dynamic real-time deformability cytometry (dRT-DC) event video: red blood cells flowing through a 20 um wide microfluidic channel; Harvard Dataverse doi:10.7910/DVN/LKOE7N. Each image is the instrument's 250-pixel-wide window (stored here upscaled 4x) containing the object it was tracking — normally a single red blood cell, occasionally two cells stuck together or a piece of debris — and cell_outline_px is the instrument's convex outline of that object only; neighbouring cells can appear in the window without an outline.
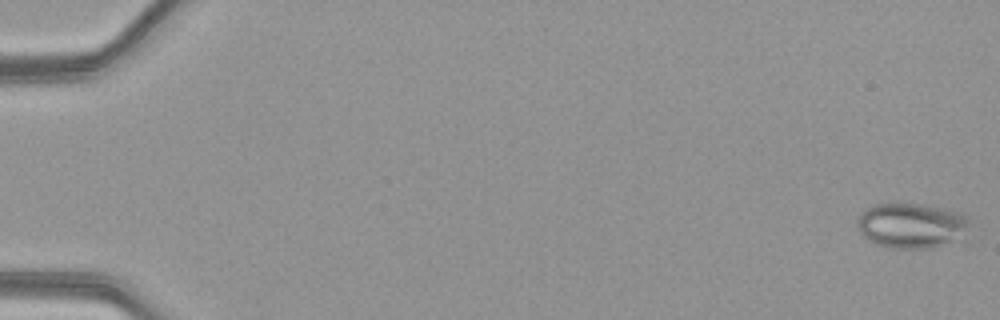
{"species": "common noctule bat (a hibernating species)", "species_latin": "Nyctalus noctula", "temperature_condition": "warm", "stored_images_in_passage": 51, "camera_frame_rate_fps": 3000, "um_per_image_px": 0.085, "animal": {"sex": "female", "body_mass_g": 21.9}, "frame": {"image": 1, "passage_image": 1, "time_ms": 0.0, "image_size_px": [1000, 320], "cell_outline_px": [[968, 244], [932, 248], [892, 248], [876, 244], [868, 240], [860, 232], [856, 224], [856, 220], [860, 212], [864, 208], [872, 204], [892, 200], [896, 200], [944, 208], [964, 212], [968, 216]], "centroid_in_image_um": [77.58, 19.16], "position_along_channel_um": 7.4, "area_um2": 31.85}}
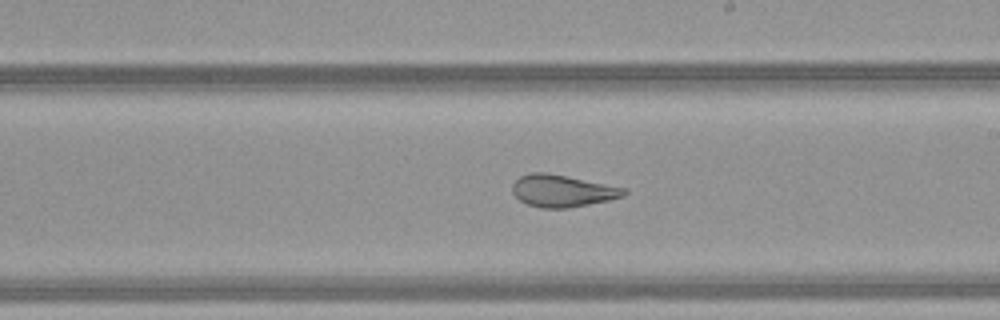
{"frame": {"image": 2, "passage_image": 31, "time_ms": 10.0, "image_size_px": [1000, 320], "cell_outline_px": [[628, 192], [624, 196], [608, 200], [568, 208], [540, 208], [528, 204], [520, 200], [512, 192], [512, 184], [520, 176], [528, 172], [548, 172], [628, 188]], "centroid_in_image_um": [47.81, 16.2], "position_along_channel_um": 241.2, "area_um2": 21.04}}
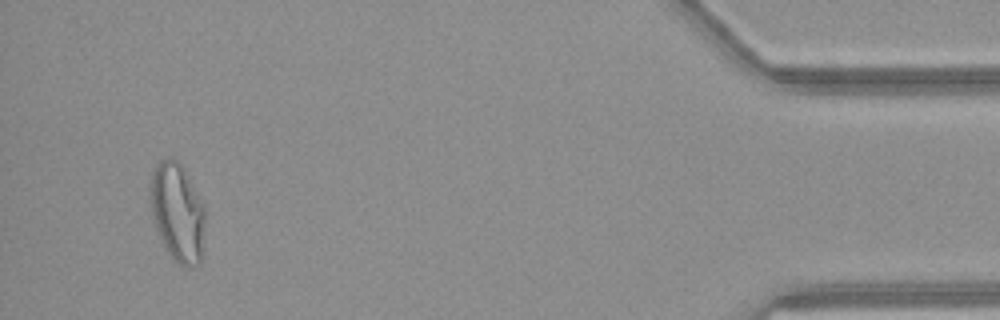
{"frame": {"image": 3, "passage_image": 49, "time_ms": 16.0, "image_size_px": [1000, 320], "cell_outline_px": [[204, 256], [200, 264], [196, 268], [184, 268], [168, 252], [156, 232], [152, 216], [148, 192], [152, 172], [156, 164], [160, 160], [168, 156], [172, 156], [184, 168], [204, 204]], "centroid_in_image_um": [15.09, 18.07], "position_along_channel_um": 420.1, "area_um2": 32.48}, "authors_computed_cell_mechanics": {"area_um2": 27.0504, "velocity_mm_per_s": 4.1477, "shape_relaxation_time_tau1_ms": null, "shape_relaxation_time_tau2_ms": 1.3144, "deformation_change_tau1": null, "deformation_change_tau2": 0.0773}}